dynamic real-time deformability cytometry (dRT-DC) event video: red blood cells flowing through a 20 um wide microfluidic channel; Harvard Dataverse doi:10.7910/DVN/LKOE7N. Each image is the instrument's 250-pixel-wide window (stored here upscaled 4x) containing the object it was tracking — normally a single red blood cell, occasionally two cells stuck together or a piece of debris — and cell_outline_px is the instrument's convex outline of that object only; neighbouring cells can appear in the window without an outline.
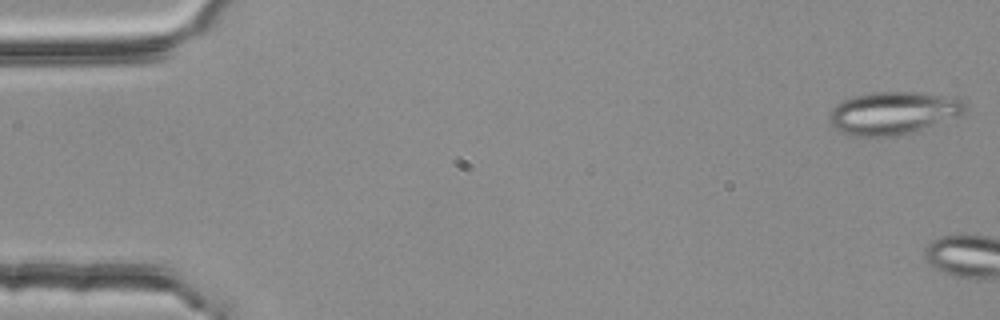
{"species": "common noctule bat (a hibernating species)", "species_latin": "Nyctalus noctula", "temperature_condition": "room temperature", "stored_images_in_passage": 2, "camera_frame_rate_fps": 3000, "um_per_image_px": 0.085, "animal": {"sex": "female", "body_mass_g": 25.1}, "frame": {"image": 1, "passage_image": 1, "time_ms": 0.0, "image_size_px": [1000, 320], "cell_outline_px": [[968, 100], [964, 112], [960, 116], [896, 136], [848, 136], [832, 124], [828, 116], [832, 108], [836, 104], [844, 100], [856, 96], [872, 92], [916, 92], [956, 96]], "centroid_in_image_um": [75.98, 9.58], "position_along_channel_um": 9.0, "area_um2": 33.81}}